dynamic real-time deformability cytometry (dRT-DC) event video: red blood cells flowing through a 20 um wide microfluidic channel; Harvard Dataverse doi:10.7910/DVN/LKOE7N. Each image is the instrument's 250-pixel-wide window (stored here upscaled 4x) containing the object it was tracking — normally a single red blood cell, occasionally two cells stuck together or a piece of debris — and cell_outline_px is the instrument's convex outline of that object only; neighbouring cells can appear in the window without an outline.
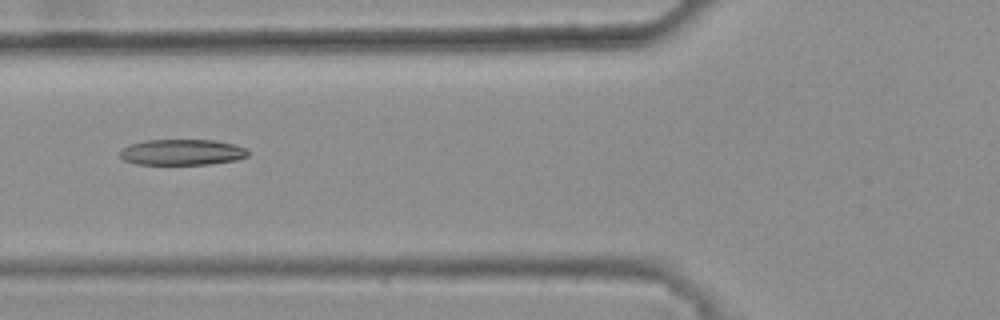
{"species": "common noctule bat (a hibernating species)", "species_latin": "Nyctalus noctula", "temperature_condition": "warm", "stored_images_in_passage": 5, "camera_frame_rate_fps": 3000, "um_per_image_px": 0.085, "animal": {"sex": "female", "body_mass_g": 25.1}, "frame": {"image": 1, "passage_image": 5, "time_ms": 1.333, "image_size_px": [1000, 320], "cell_outline_px": [[248, 156], [236, 160], [208, 164], [136, 164], [124, 160], [120, 156], [120, 152], [124, 148], [132, 144], [144, 140], [216, 140], [232, 144], [244, 148], [248, 152]], "centroid_in_image_um": [15.47, 12.94], "position_along_channel_um": 110.3, "area_um2": 19.07}}